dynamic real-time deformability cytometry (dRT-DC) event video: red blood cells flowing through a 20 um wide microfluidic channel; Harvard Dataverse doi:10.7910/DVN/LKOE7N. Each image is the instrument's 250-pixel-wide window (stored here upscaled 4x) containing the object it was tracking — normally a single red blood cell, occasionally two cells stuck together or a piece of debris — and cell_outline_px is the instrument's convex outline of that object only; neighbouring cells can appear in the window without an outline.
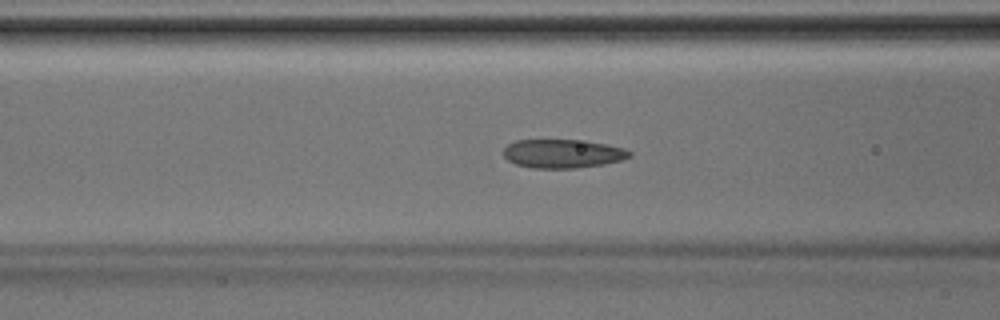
{"species": "Egyptian fruit bat (a non-hibernating species)", "species_latin": "Rousettus aegyptiacus", "temperature_condition": "room temperature", "stored_images_in_passage": 43, "camera_frame_rate_fps": 3000, "um_per_image_px": 0.085, "animal": {"sex": "male"}, "frame": {"image": 1, "passage_image": 17, "time_ms": 5.333, "image_size_px": [1000, 320], "cell_outline_px": [[632, 156], [620, 160], [604, 164], [576, 168], [532, 168], [516, 164], [508, 160], [504, 156], [504, 148], [508, 144], [516, 140], [576, 140], [608, 144], [624, 148], [632, 152]], "centroid_in_image_um": [47.84, 13.06], "position_along_channel_um": 118.8, "area_um2": 21.04}}
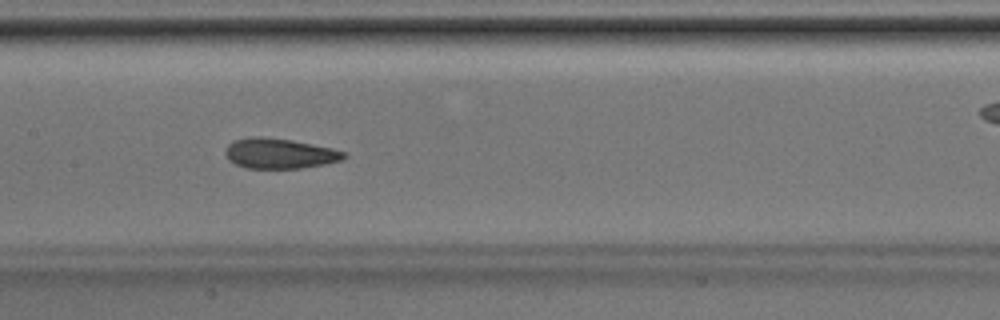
{"frame": {"image": 2, "passage_image": 21, "time_ms": 6.667, "image_size_px": [1000, 320], "cell_outline_px": [[348, 156], [340, 160], [324, 164], [300, 168], [244, 168], [228, 160], [224, 152], [228, 144], [232, 140], [252, 136], [260, 136], [292, 140], [332, 148], [344, 152]], "centroid_in_image_um": [23.71, 13.03], "position_along_channel_um": 183.7, "area_um2": 20.92}}
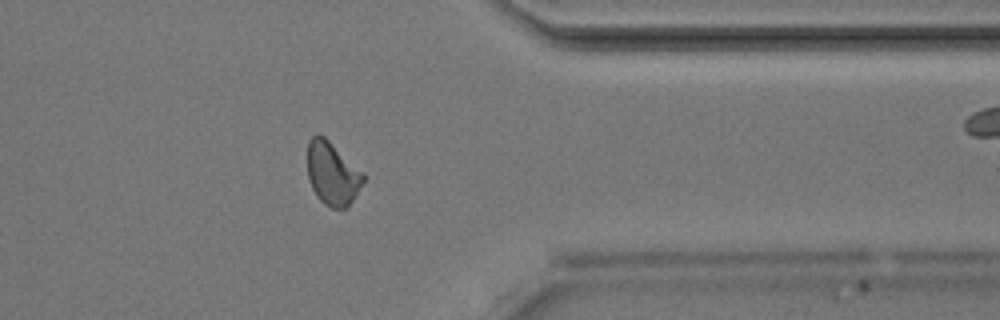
{"frame": {"image": 3, "passage_image": 34, "time_ms": 11.0, "image_size_px": [1000, 320], "cell_outline_px": [[364, 180], [352, 200], [344, 208], [332, 208], [324, 204], [316, 196], [308, 180], [308, 140], [312, 136], [324, 136], [364, 172]], "centroid_in_image_um": [28.24, 14.75], "position_along_channel_um": 383.2, "area_um2": 20.35}}